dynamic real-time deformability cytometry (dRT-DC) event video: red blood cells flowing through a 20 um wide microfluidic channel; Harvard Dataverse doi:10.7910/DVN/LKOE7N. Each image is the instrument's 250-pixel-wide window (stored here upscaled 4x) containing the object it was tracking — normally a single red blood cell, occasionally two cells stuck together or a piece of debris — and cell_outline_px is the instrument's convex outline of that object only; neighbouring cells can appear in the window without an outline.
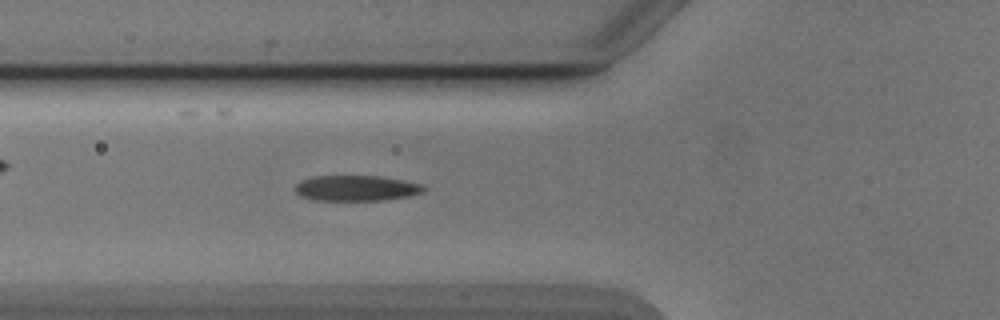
{"species": "Egyptian fruit bat (a non-hibernating species)", "species_latin": "Rousettus aegyptiacus", "temperature_condition": "cold", "stored_images_in_passage": 38, "camera_frame_rate_fps": 3000, "um_per_image_px": 0.085, "animal": {"sex": "male"}, "frame": {"image": 1, "passage_image": 8, "time_ms": 2.333, "image_size_px": [1000, 320], "cell_outline_px": [[428, 188], [424, 192], [408, 196], [384, 200], [312, 200], [300, 196], [292, 188], [300, 180], [312, 176], [380, 176], [404, 180], [424, 184]], "centroid_in_image_um": [30.28, 15.99], "position_along_channel_um": 95.5, "area_um2": 19.48}}
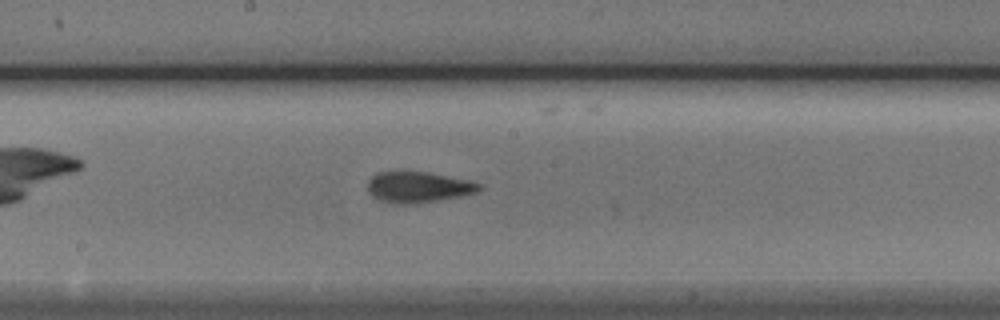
{"frame": {"image": 2, "passage_image": 17, "time_ms": 5.333, "image_size_px": [1000, 320], "cell_outline_px": [[480, 188], [476, 192], [460, 196], [416, 204], [388, 204], [372, 196], [368, 192], [368, 180], [372, 176], [380, 172], [428, 172], [472, 180], [480, 184]], "centroid_in_image_um": [35.53, 15.92], "position_along_channel_um": 212.7, "area_um2": 20.17}}
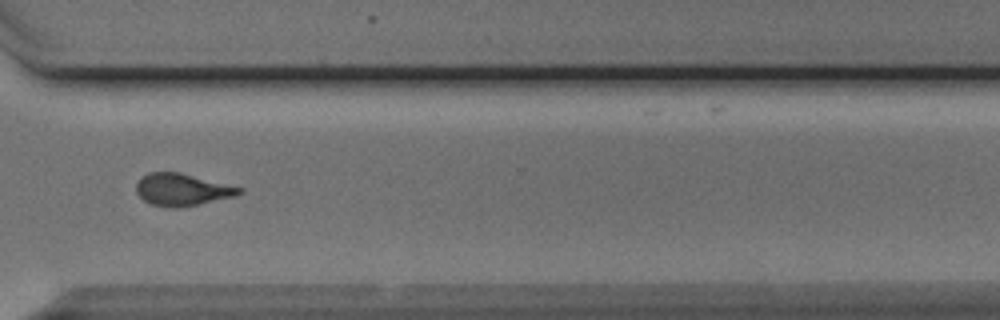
{"frame": {"image": 3, "passage_image": 28, "time_ms": 9.0, "image_size_px": [1000, 320], "cell_outline_px": [[244, 192], [236, 196], [176, 208], [168, 208], [152, 204], [144, 200], [136, 192], [136, 184], [148, 172], [180, 172], [244, 188]], "centroid_in_image_um": [15.5, 16.11], "position_along_channel_um": 355.1, "area_um2": 19.19}}